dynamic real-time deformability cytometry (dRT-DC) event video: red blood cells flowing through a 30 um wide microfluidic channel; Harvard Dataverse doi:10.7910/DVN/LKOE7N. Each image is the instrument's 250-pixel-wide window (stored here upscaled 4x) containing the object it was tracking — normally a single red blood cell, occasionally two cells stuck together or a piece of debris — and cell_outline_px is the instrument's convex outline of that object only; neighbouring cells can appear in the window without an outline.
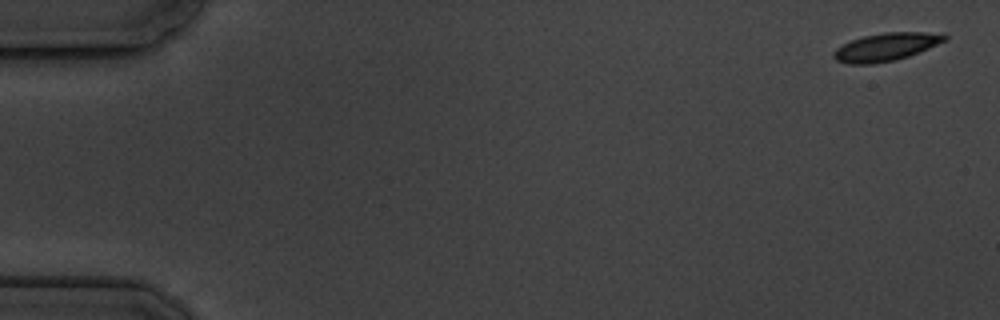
{"species": "common noctule bat (a hibernating species)", "species_latin": "Nyctalus noctula", "temperature_condition": "cold", "stored_images_in_passage": 7, "camera_frame_rate_fps": 3000, "um_per_image_px": 0.085, "animal": {"sex": "male", "body_mass_g": 19.5, "forearm_length_mm": 54.6}, "frame": {"image": 1, "passage_image": 1, "time_ms": 0.0, "image_size_px": [1000, 320], "cell_outline_px": [[948, 40], [908, 56], [892, 60], [872, 64], [852, 64], [836, 60], [832, 56], [832, 52], [836, 48], [852, 40], [864, 36], [884, 32], [924, 32], [948, 36]], "centroid_in_image_um": [75.28, 3.99], "position_along_channel_um": 9.7, "area_um2": 17.74}}
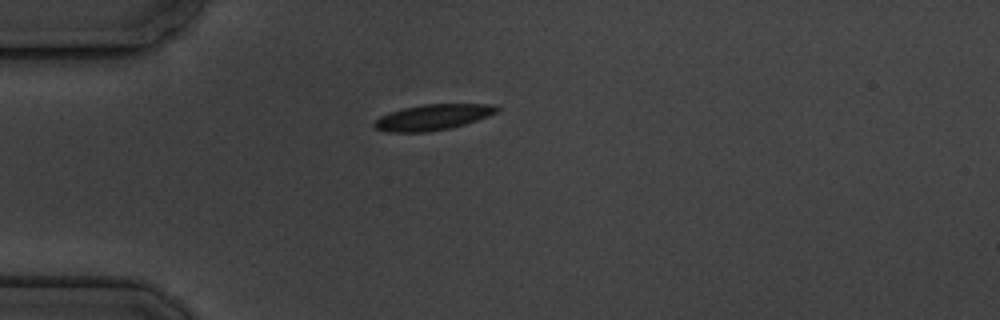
{"frame": {"image": 2, "passage_image": 5, "time_ms": 4.667, "image_size_px": [1000, 320], "cell_outline_px": [[500, 108], [496, 112], [488, 116], [452, 128], [428, 132], [388, 132], [376, 128], [372, 124], [380, 116], [404, 108], [424, 104], [496, 104]], "centroid_in_image_um": [36.81, 9.96], "position_along_channel_um": 48.2, "area_um2": 18.26}}